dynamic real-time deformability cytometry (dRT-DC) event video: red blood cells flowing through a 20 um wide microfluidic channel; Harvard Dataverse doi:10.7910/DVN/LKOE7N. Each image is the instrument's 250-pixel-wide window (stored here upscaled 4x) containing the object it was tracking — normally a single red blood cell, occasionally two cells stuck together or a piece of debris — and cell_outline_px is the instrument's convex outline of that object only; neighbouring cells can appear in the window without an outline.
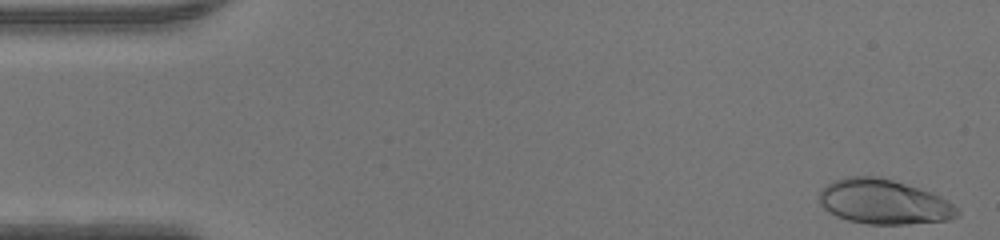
{"species": "human", "species_latin": "Homo sapiens", "temperature_condition": "warm", "stored_images_in_passage": 43, "camera_frame_rate_fps": 3000, "um_per_image_px": 0.085, "donor": {"sex": "male"}, "frame": {"image": 1, "passage_image": 1, "time_ms": 0.0, "image_size_px": [1000, 240], "cell_outline_px": [[960, 216], [948, 220], [908, 224], [868, 224], [848, 220], [836, 216], [824, 208], [820, 204], [820, 192], [828, 184], [844, 176], [880, 176], [920, 188], [932, 192], [948, 200], [960, 212]], "centroid_in_image_um": [75.15, 17.15], "position_along_channel_um": 9.8, "area_um2": 36.07}}
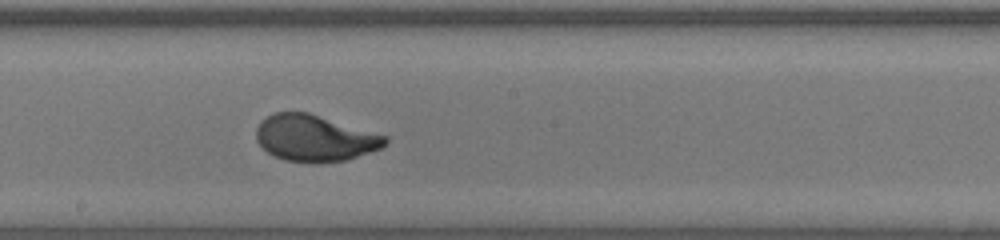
{"frame": {"image": 2, "passage_image": 25, "time_ms": 8.0, "image_size_px": [1000, 240], "cell_outline_px": [[388, 140], [380, 148], [344, 160], [316, 164], [284, 160], [268, 152], [256, 140], [256, 128], [260, 120], [272, 112], [308, 112], [388, 136]], "centroid_in_image_um": [26.71, 11.73], "position_along_channel_um": 221.5, "area_um2": 34.85}}
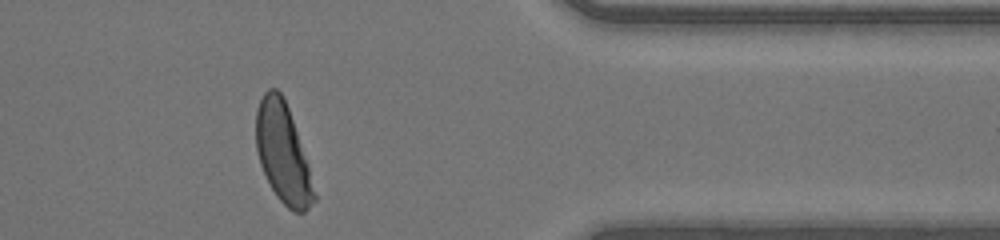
{"frame": {"image": 3, "passage_image": 38, "time_ms": 12.333, "image_size_px": [1000, 240], "cell_outline_px": [[316, 200], [304, 212], [292, 212], [276, 196], [260, 164], [256, 148], [256, 108], [264, 92], [268, 88], [276, 88], [280, 92], [288, 108], [308, 164], [316, 196]], "centroid_in_image_um": [24.04, 13.03], "position_along_channel_um": 387.4, "area_um2": 33.23}}